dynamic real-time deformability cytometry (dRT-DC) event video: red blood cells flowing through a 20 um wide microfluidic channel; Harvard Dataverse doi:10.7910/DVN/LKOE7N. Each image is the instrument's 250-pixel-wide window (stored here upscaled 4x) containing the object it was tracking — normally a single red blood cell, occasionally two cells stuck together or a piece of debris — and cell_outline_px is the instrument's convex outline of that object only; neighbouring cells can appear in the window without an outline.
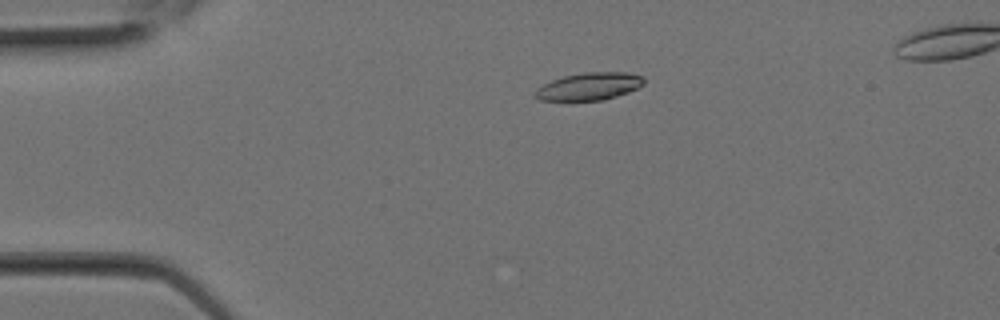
{"species": "Egyptian fruit bat (a non-hibernating species)", "species_latin": "Rousettus aegyptiacus", "temperature_condition": "room temperature", "stored_images_in_passage": 16, "camera_frame_rate_fps": 3000, "um_per_image_px": 0.085, "animal": {"sex": "female"}, "frame": {"image": 1, "passage_image": 6, "time_ms": 1.667, "image_size_px": [1000, 320], "cell_outline_px": [[644, 84], [628, 92], [604, 100], [540, 100], [532, 96], [536, 88], [552, 80], [564, 76], [584, 72], [628, 72], [644, 76]], "centroid_in_image_um": [50.07, 7.34], "position_along_channel_um": 34.9, "area_um2": 17.46}}
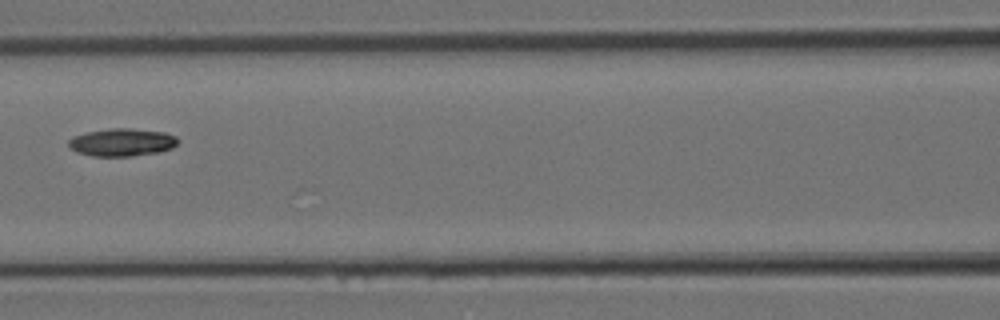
{"frame": {"image": 2, "passage_image": 12, "time_ms": 3.667, "image_size_px": [1000, 320], "cell_outline_px": [[176, 144], [172, 148], [156, 152], [132, 156], [92, 156], [76, 152], [68, 148], [68, 140], [72, 136], [88, 132], [112, 128], [128, 128], [164, 132], [176, 136]], "centroid_in_image_um": [10.3, 12.1], "position_along_channel_um": 156.3, "area_um2": 17.57}}
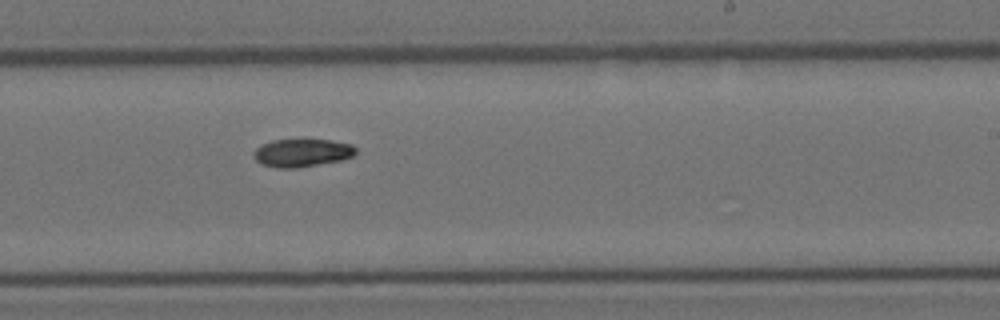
{"frame": {"image": 3, "passage_image": 16, "time_ms": 5.0, "image_size_px": [1000, 320], "cell_outline_px": [[356, 152], [352, 156], [340, 160], [296, 168], [276, 168], [260, 164], [252, 156], [252, 152], [260, 144], [272, 140], [332, 140], [352, 144], [356, 148]], "centroid_in_image_um": [25.62, 12.99], "position_along_channel_um": 263.4, "area_um2": 16.7}}